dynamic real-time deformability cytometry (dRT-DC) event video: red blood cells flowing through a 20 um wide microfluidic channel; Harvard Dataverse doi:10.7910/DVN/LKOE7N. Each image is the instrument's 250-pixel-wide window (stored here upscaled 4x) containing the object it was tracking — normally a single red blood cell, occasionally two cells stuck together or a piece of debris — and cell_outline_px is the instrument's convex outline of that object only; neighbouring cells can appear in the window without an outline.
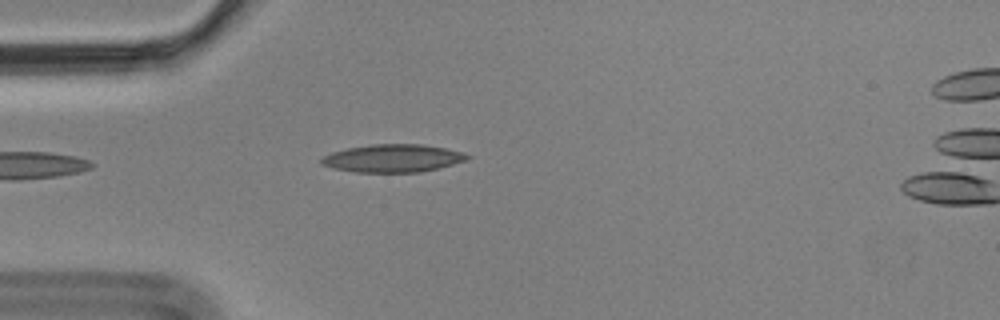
{"species": "Egyptian fruit bat (a non-hibernating species)", "species_latin": "Rousettus aegyptiacus", "temperature_condition": "cold", "stored_images_in_passage": 5, "camera_frame_rate_fps": 3000, "um_per_image_px": 0.085, "animal": {"sex": "male"}, "frame": {"image": 1, "passage_image": 4, "time_ms": 1.0, "image_size_px": [1000, 320], "cell_outline_px": [[472, 156], [464, 160], [452, 164], [420, 172], [356, 172], [332, 168], [320, 164], [320, 160], [324, 156], [332, 152], [348, 148], [372, 144], [424, 144], [444, 148], [460, 152]], "centroid_in_image_um": [33.34, 13.45], "position_along_channel_um": 51.7, "area_um2": 23.41}}